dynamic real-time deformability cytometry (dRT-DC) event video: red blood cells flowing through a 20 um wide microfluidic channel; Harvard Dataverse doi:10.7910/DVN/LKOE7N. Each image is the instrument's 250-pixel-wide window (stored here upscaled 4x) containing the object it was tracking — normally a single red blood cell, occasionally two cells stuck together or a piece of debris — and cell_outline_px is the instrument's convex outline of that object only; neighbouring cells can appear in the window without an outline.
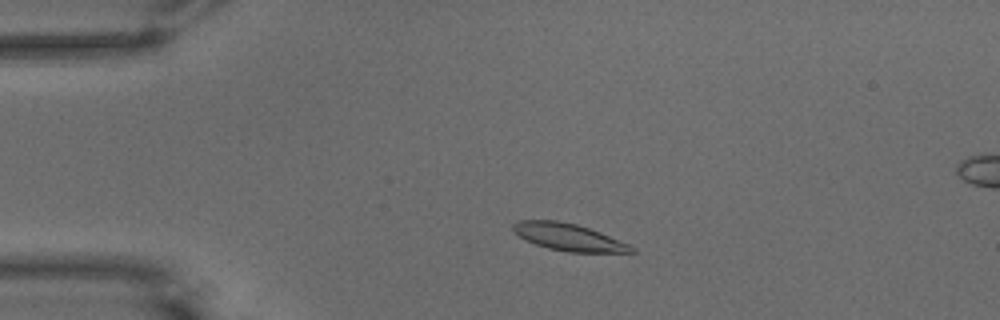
{"species": "common noctule bat (a hibernating species)", "species_latin": "Nyctalus noctula", "temperature_condition": "warm", "stored_images_in_passage": 53, "camera_frame_rate_fps": 3000, "um_per_image_px": 0.085, "animal": {"sex": "male", "body_mass_g": 15.6}, "frame": {"image": 1, "passage_image": 9, "time_ms": 2.667, "image_size_px": [1000, 320], "cell_outline_px": [[636, 252], [568, 252], [548, 248], [536, 244], [520, 236], [512, 228], [512, 224], [516, 220], [556, 220], [576, 224], [600, 232], [628, 244], [636, 248]], "centroid_in_image_um": [48.32, 20.15], "position_along_channel_um": 36.7, "area_um2": 18.44}}
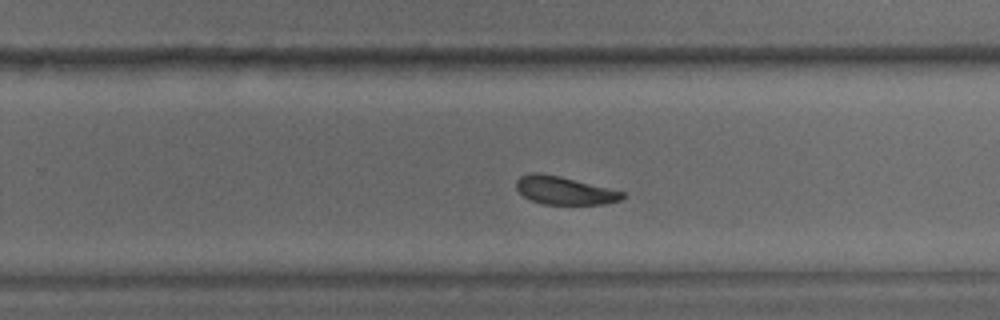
{"frame": {"image": 2, "passage_image": 33, "time_ms": 10.667, "image_size_px": [1000, 320], "cell_outline_px": [[624, 196], [620, 200], [604, 204], [544, 204], [532, 200], [524, 196], [516, 188], [516, 180], [520, 176], [532, 172], [540, 172], [560, 176], [624, 192]], "centroid_in_image_um": [47.94, 16.18], "position_along_channel_um": 281.9, "area_um2": 17.17}}
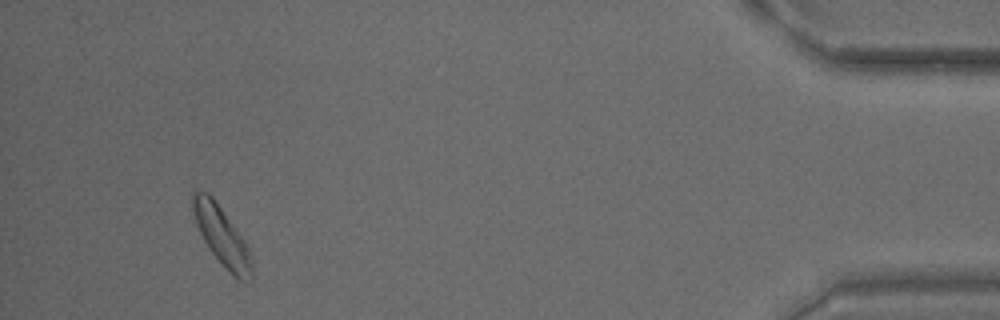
{"frame": {"image": 3, "passage_image": 50, "time_ms": 16.333, "image_size_px": [1000, 320], "cell_outline_px": [[252, 280], [248, 284], [244, 284], [232, 276], [228, 272], [208, 248], [196, 224], [192, 212], [192, 192], [196, 188], [208, 192], [212, 196], [244, 240], [248, 248], [252, 260]], "centroid_in_image_um": [18.85, 20.11], "position_along_channel_um": 416.3, "area_um2": 20.52}, "authors_computed_cell_mechanics": {"area_um2": 18.7272, "velocity_mm_per_s": 3.5521, "shape_relaxation_time_tau1_ms": null, "shape_relaxation_time_tau2_ms": 5.2268, "deformation_change_tau1": null, "deformation_change_tau2": 0.123}}